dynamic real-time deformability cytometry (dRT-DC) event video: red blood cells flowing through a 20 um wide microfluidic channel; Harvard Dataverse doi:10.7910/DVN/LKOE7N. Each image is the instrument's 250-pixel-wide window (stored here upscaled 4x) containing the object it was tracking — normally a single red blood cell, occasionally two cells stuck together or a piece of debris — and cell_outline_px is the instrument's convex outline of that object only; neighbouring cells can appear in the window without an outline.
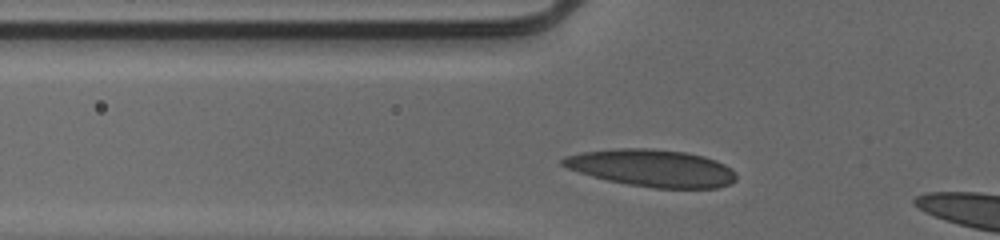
{"species": "human", "species_latin": "Homo sapiens", "temperature_condition": "cold", "stored_images_in_passage": 10, "camera_frame_rate_fps": 3000, "um_per_image_px": 0.085, "donor": {"sex": "male"}, "frame": {"image": 1, "passage_image": 7, "time_ms": 2.0, "image_size_px": [1000, 240], "cell_outline_px": [[736, 180], [732, 184], [716, 188], [652, 188], [628, 184], [608, 180], [592, 176], [568, 168], [560, 164], [560, 160], [564, 156], [584, 152], [616, 148], [648, 148], [684, 152], [704, 156], [716, 160], [724, 164], [736, 172]], "centroid_in_image_um": [55.44, 14.29], "position_along_channel_um": 70.4, "area_um2": 37.63}}